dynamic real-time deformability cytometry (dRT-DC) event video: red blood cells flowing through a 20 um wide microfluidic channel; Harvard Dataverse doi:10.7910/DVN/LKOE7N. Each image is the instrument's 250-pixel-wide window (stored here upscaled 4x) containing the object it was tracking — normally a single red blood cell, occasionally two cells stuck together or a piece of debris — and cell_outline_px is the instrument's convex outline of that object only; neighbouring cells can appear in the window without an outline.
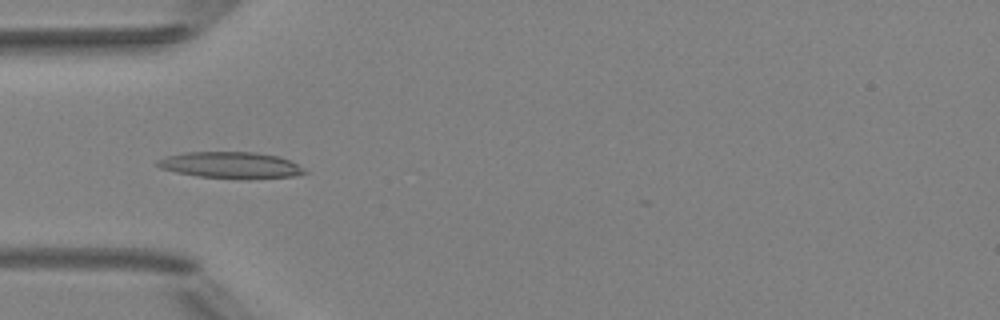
{"species": "Egyptian fruit bat (a non-hibernating species)", "species_latin": "Rousettus aegyptiacus", "temperature_condition": "room temperature", "stored_images_in_passage": 6, "camera_frame_rate_fps": 3000, "um_per_image_px": 0.085, "animal": {"sex": "female"}, "frame": {"image": 1, "passage_image": 3, "time_ms": 3.333, "image_size_px": [1000, 320], "cell_outline_px": [[308, 172], [292, 176], [248, 180], [200, 176], [176, 172], [160, 168], [156, 164], [156, 160], [168, 156], [184, 152], [256, 152], [280, 156], [304, 168]], "centroid_in_image_um": [19.63, 14.04], "position_along_channel_um": 65.4, "area_um2": 22.77}}
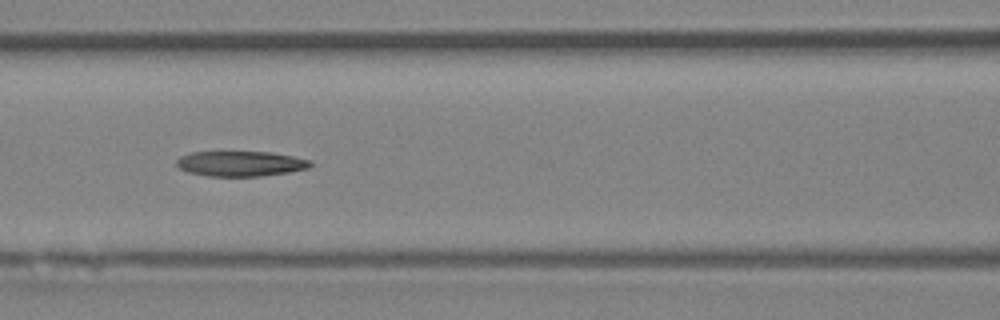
{"frame": {"image": 2, "passage_image": 5, "time_ms": 5.333, "image_size_px": [1000, 320], "cell_outline_px": [[312, 164], [308, 168], [288, 172], [260, 176], [208, 176], [188, 172], [180, 168], [176, 164], [176, 160], [180, 156], [192, 152], [268, 152], [292, 156], [312, 160]], "centroid_in_image_um": [20.44, 13.91], "position_along_channel_um": 146.2, "area_um2": 19.54}}
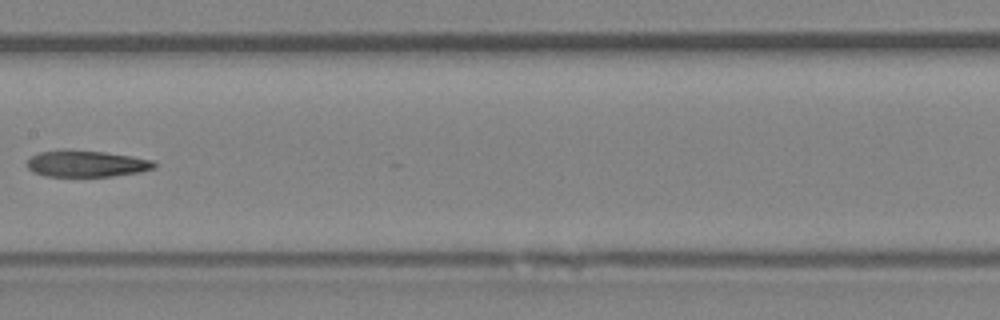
{"frame": {"image": 3, "passage_image": 6, "time_ms": 6.667, "image_size_px": [1000, 320], "cell_outline_px": [[156, 168], [140, 172], [112, 176], [44, 176], [32, 172], [28, 168], [28, 160], [32, 156], [40, 152], [64, 148], [68, 148], [104, 152], [132, 156], [152, 160], [156, 164]], "centroid_in_image_um": [7.33, 13.9], "position_along_channel_um": 200.1, "area_um2": 19.88}}